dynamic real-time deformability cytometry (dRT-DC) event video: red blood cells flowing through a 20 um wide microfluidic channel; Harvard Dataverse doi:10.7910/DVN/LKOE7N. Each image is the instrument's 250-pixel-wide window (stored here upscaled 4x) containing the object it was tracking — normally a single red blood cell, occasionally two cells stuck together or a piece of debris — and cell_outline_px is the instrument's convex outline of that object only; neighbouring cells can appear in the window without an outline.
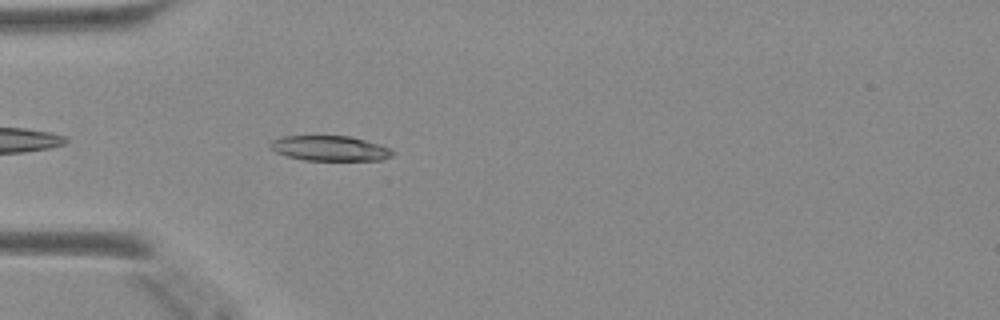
{"species": "Egyptian fruit bat (a non-hibernating species)", "species_latin": "Rousettus aegyptiacus", "temperature_condition": "warm", "stored_images_in_passage": 36, "camera_frame_rate_fps": 3000, "um_per_image_px": 0.085, "animal": {"sex": "female"}, "frame": {"image": 1, "passage_image": 3, "time_ms": 0.667, "image_size_px": [1000, 320], "cell_outline_px": [[396, 152], [392, 156], [380, 160], [304, 160], [288, 156], [276, 152], [268, 148], [268, 144], [272, 140], [284, 136], [348, 136], [364, 140], [392, 148]], "centroid_in_image_um": [28.03, 12.61], "position_along_channel_um": 57.0, "area_um2": 17.92}}
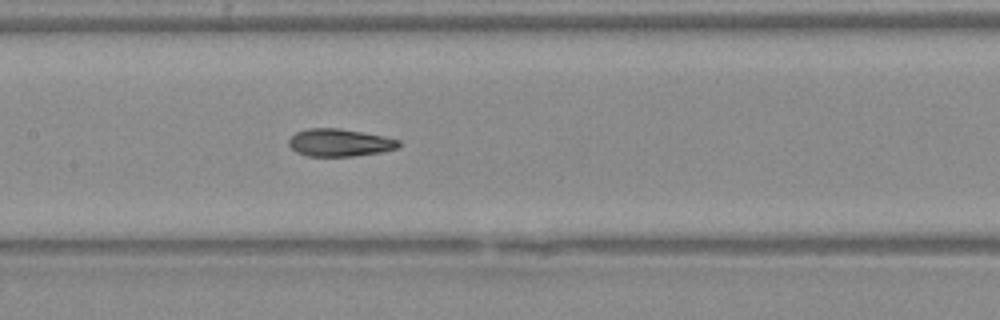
{"frame": {"image": 2, "passage_image": 12, "time_ms": 3.667, "image_size_px": [1000, 320], "cell_outline_px": [[400, 144], [396, 148], [380, 152], [352, 156], [308, 156], [296, 152], [288, 144], [288, 140], [296, 132], [308, 128], [340, 128], [384, 136], [400, 140]], "centroid_in_image_um": [28.84, 12.12], "position_along_channel_um": 178.6, "area_um2": 17.57}}
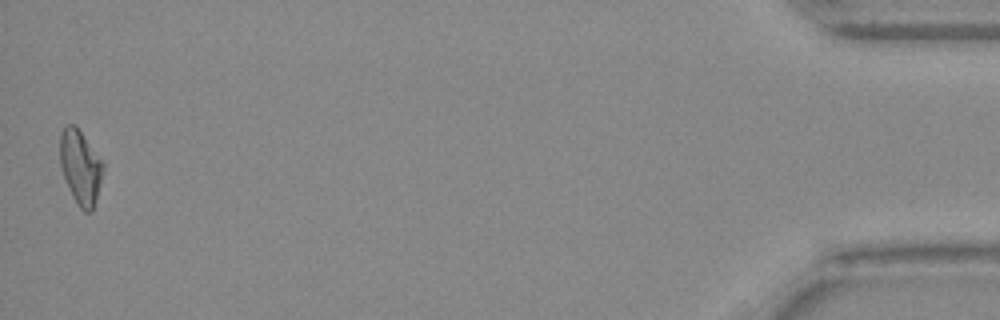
{"frame": {"image": 3, "passage_image": 36, "time_ms": 11.667, "image_size_px": [1000, 320], "cell_outline_px": [[104, 168], [96, 200], [92, 212], [84, 212], [80, 208], [72, 196], [68, 188], [60, 164], [60, 132], [68, 124], [76, 124], [104, 160]], "centroid_in_image_um": [6.86, 14.17], "position_along_channel_um": 428.3, "area_um2": 19.02}}